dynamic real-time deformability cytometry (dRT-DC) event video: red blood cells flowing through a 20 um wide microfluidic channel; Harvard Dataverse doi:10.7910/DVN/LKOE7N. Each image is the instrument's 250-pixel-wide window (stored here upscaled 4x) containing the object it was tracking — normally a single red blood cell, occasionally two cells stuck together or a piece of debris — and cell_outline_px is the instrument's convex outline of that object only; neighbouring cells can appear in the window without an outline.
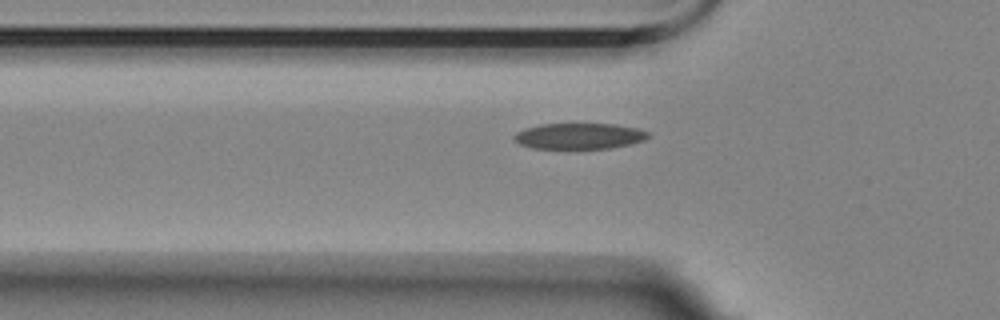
{"species": "Egyptian fruit bat (a non-hibernating species)", "species_latin": "Rousettus aegyptiacus", "temperature_condition": "room temperature", "stored_images_in_passage": 41, "camera_frame_rate_fps": 3000, "um_per_image_px": 0.085, "animal": {"sex": "female"}, "frame": {"image": 1, "passage_image": 8, "time_ms": 2.333, "image_size_px": [1000, 320], "cell_outline_px": [[652, 136], [644, 140], [628, 144], [608, 148], [532, 148], [520, 144], [512, 140], [512, 136], [516, 132], [524, 128], [540, 124], [612, 124], [636, 128], [648, 132]], "centroid_in_image_um": [49.18, 11.56], "position_along_channel_um": 76.6, "area_um2": 20.17}}
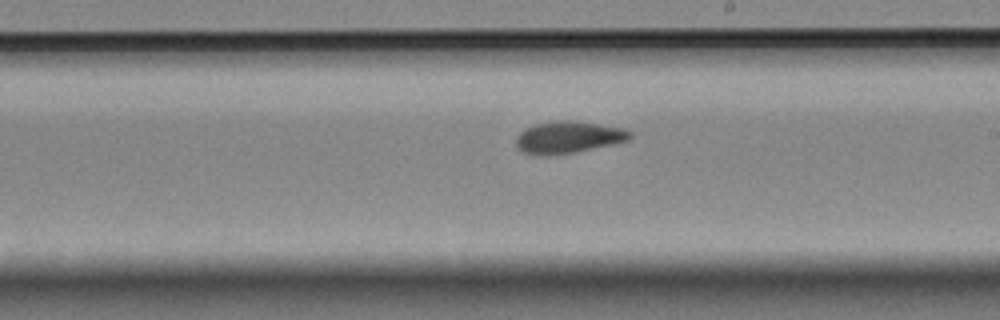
{"frame": {"image": 2, "passage_image": 22, "time_ms": 7.0, "image_size_px": [1000, 320], "cell_outline_px": [[632, 136], [628, 140], [612, 144], [576, 152], [540, 156], [524, 152], [516, 148], [516, 136], [524, 128], [536, 124], [556, 120], [580, 120], [624, 128], [632, 132]], "centroid_in_image_um": [48.3, 11.65], "position_along_channel_um": 240.7, "area_um2": 21.5}}
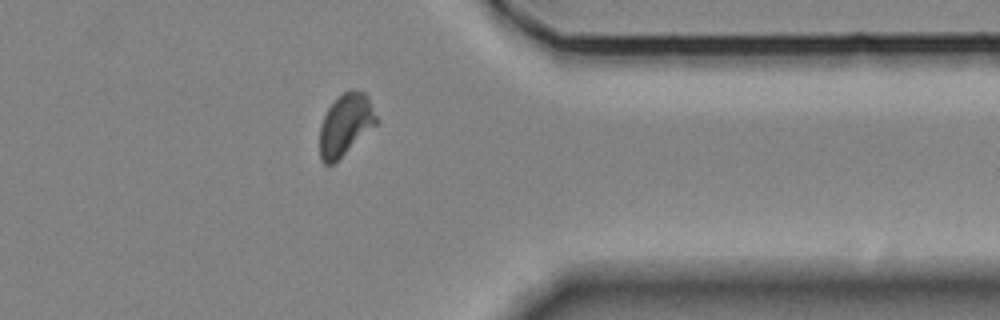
{"frame": {"image": 3, "passage_image": 35, "time_ms": 11.333, "image_size_px": [1000, 320], "cell_outline_px": [[380, 120], [376, 124], [332, 164], [324, 164], [320, 160], [320, 124], [328, 108], [348, 88], [352, 88], [364, 92], [368, 96]], "centroid_in_image_um": [29.38, 10.55], "position_along_channel_um": 382.0, "area_um2": 20.17}}